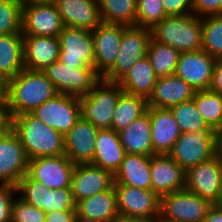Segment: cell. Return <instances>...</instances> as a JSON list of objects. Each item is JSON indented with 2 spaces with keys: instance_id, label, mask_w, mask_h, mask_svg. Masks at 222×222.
I'll use <instances>...</instances> for the list:
<instances>
[{
  "instance_id": "6da1fadb",
  "label": "cell",
  "mask_w": 222,
  "mask_h": 222,
  "mask_svg": "<svg viewBox=\"0 0 222 222\" xmlns=\"http://www.w3.org/2000/svg\"><path fill=\"white\" fill-rule=\"evenodd\" d=\"M56 94L53 83L43 71L23 69L8 80L7 106L13 118L23 113H32Z\"/></svg>"
},
{
  "instance_id": "7a4b0ae2",
  "label": "cell",
  "mask_w": 222,
  "mask_h": 222,
  "mask_svg": "<svg viewBox=\"0 0 222 222\" xmlns=\"http://www.w3.org/2000/svg\"><path fill=\"white\" fill-rule=\"evenodd\" d=\"M12 130L22 142L28 159L65 154L64 135L42 123L32 113L14 116Z\"/></svg>"
},
{
  "instance_id": "3957f363",
  "label": "cell",
  "mask_w": 222,
  "mask_h": 222,
  "mask_svg": "<svg viewBox=\"0 0 222 222\" xmlns=\"http://www.w3.org/2000/svg\"><path fill=\"white\" fill-rule=\"evenodd\" d=\"M151 39L182 52L202 49L201 17L194 13L167 16L151 29Z\"/></svg>"
},
{
  "instance_id": "277c9868",
  "label": "cell",
  "mask_w": 222,
  "mask_h": 222,
  "mask_svg": "<svg viewBox=\"0 0 222 222\" xmlns=\"http://www.w3.org/2000/svg\"><path fill=\"white\" fill-rule=\"evenodd\" d=\"M122 92L117 82H109L101 78L91 92L79 97L81 116L99 130L111 129L113 111Z\"/></svg>"
},
{
  "instance_id": "5b68a950",
  "label": "cell",
  "mask_w": 222,
  "mask_h": 222,
  "mask_svg": "<svg viewBox=\"0 0 222 222\" xmlns=\"http://www.w3.org/2000/svg\"><path fill=\"white\" fill-rule=\"evenodd\" d=\"M218 154V133L199 131L181 133L168 155L185 171Z\"/></svg>"
},
{
  "instance_id": "8992f818",
  "label": "cell",
  "mask_w": 222,
  "mask_h": 222,
  "mask_svg": "<svg viewBox=\"0 0 222 222\" xmlns=\"http://www.w3.org/2000/svg\"><path fill=\"white\" fill-rule=\"evenodd\" d=\"M120 218L155 222L160 216L161 198L152 190L114 183Z\"/></svg>"
},
{
  "instance_id": "52a82bcc",
  "label": "cell",
  "mask_w": 222,
  "mask_h": 222,
  "mask_svg": "<svg viewBox=\"0 0 222 222\" xmlns=\"http://www.w3.org/2000/svg\"><path fill=\"white\" fill-rule=\"evenodd\" d=\"M43 72L53 83L57 93L76 97L87 95L101 79L94 67L73 68L60 60L53 62Z\"/></svg>"
},
{
  "instance_id": "ba28073f",
  "label": "cell",
  "mask_w": 222,
  "mask_h": 222,
  "mask_svg": "<svg viewBox=\"0 0 222 222\" xmlns=\"http://www.w3.org/2000/svg\"><path fill=\"white\" fill-rule=\"evenodd\" d=\"M150 39V29L138 26H124L117 60L102 79L109 82H118L137 61L147 55Z\"/></svg>"
},
{
  "instance_id": "9c48e42d",
  "label": "cell",
  "mask_w": 222,
  "mask_h": 222,
  "mask_svg": "<svg viewBox=\"0 0 222 222\" xmlns=\"http://www.w3.org/2000/svg\"><path fill=\"white\" fill-rule=\"evenodd\" d=\"M32 114L65 136L81 117V104L79 97L57 93L38 106Z\"/></svg>"
},
{
  "instance_id": "30bf717a",
  "label": "cell",
  "mask_w": 222,
  "mask_h": 222,
  "mask_svg": "<svg viewBox=\"0 0 222 222\" xmlns=\"http://www.w3.org/2000/svg\"><path fill=\"white\" fill-rule=\"evenodd\" d=\"M211 204L222 200V158L216 154L211 159L190 167L186 171V187Z\"/></svg>"
},
{
  "instance_id": "8fae6325",
  "label": "cell",
  "mask_w": 222,
  "mask_h": 222,
  "mask_svg": "<svg viewBox=\"0 0 222 222\" xmlns=\"http://www.w3.org/2000/svg\"><path fill=\"white\" fill-rule=\"evenodd\" d=\"M212 205L185 188L161 197L160 216L177 222H203Z\"/></svg>"
},
{
  "instance_id": "7c38bea8",
  "label": "cell",
  "mask_w": 222,
  "mask_h": 222,
  "mask_svg": "<svg viewBox=\"0 0 222 222\" xmlns=\"http://www.w3.org/2000/svg\"><path fill=\"white\" fill-rule=\"evenodd\" d=\"M75 164L64 154L29 159L28 175L46 188H70Z\"/></svg>"
},
{
  "instance_id": "4fadbf2b",
  "label": "cell",
  "mask_w": 222,
  "mask_h": 222,
  "mask_svg": "<svg viewBox=\"0 0 222 222\" xmlns=\"http://www.w3.org/2000/svg\"><path fill=\"white\" fill-rule=\"evenodd\" d=\"M63 21L53 2H33L22 5V34L58 37Z\"/></svg>"
},
{
  "instance_id": "5bb4252c",
  "label": "cell",
  "mask_w": 222,
  "mask_h": 222,
  "mask_svg": "<svg viewBox=\"0 0 222 222\" xmlns=\"http://www.w3.org/2000/svg\"><path fill=\"white\" fill-rule=\"evenodd\" d=\"M58 39L61 62L73 68L94 67V43L91 31L64 26Z\"/></svg>"
},
{
  "instance_id": "9a60e30c",
  "label": "cell",
  "mask_w": 222,
  "mask_h": 222,
  "mask_svg": "<svg viewBox=\"0 0 222 222\" xmlns=\"http://www.w3.org/2000/svg\"><path fill=\"white\" fill-rule=\"evenodd\" d=\"M91 32L94 43V69L102 78L117 60L124 25L101 22Z\"/></svg>"
},
{
  "instance_id": "2e32d148",
  "label": "cell",
  "mask_w": 222,
  "mask_h": 222,
  "mask_svg": "<svg viewBox=\"0 0 222 222\" xmlns=\"http://www.w3.org/2000/svg\"><path fill=\"white\" fill-rule=\"evenodd\" d=\"M28 164L24 146L13 130L0 138V183L17 186L28 173Z\"/></svg>"
},
{
  "instance_id": "e0dca14e",
  "label": "cell",
  "mask_w": 222,
  "mask_h": 222,
  "mask_svg": "<svg viewBox=\"0 0 222 222\" xmlns=\"http://www.w3.org/2000/svg\"><path fill=\"white\" fill-rule=\"evenodd\" d=\"M216 58L204 50L180 53L175 75L195 91L209 90Z\"/></svg>"
},
{
  "instance_id": "ac0fdd59",
  "label": "cell",
  "mask_w": 222,
  "mask_h": 222,
  "mask_svg": "<svg viewBox=\"0 0 222 222\" xmlns=\"http://www.w3.org/2000/svg\"><path fill=\"white\" fill-rule=\"evenodd\" d=\"M151 190L160 198L185 189L186 171L168 154L150 156Z\"/></svg>"
},
{
  "instance_id": "d6986e66",
  "label": "cell",
  "mask_w": 222,
  "mask_h": 222,
  "mask_svg": "<svg viewBox=\"0 0 222 222\" xmlns=\"http://www.w3.org/2000/svg\"><path fill=\"white\" fill-rule=\"evenodd\" d=\"M114 185V175L92 163L75 165L71 192L74 202L109 190Z\"/></svg>"
},
{
  "instance_id": "ffe728a7",
  "label": "cell",
  "mask_w": 222,
  "mask_h": 222,
  "mask_svg": "<svg viewBox=\"0 0 222 222\" xmlns=\"http://www.w3.org/2000/svg\"><path fill=\"white\" fill-rule=\"evenodd\" d=\"M99 129L82 116L64 136L65 155L75 164L92 163Z\"/></svg>"
},
{
  "instance_id": "44dd1931",
  "label": "cell",
  "mask_w": 222,
  "mask_h": 222,
  "mask_svg": "<svg viewBox=\"0 0 222 222\" xmlns=\"http://www.w3.org/2000/svg\"><path fill=\"white\" fill-rule=\"evenodd\" d=\"M24 69L44 71L59 60L60 42L58 37L23 35Z\"/></svg>"
},
{
  "instance_id": "7402d4cb",
  "label": "cell",
  "mask_w": 222,
  "mask_h": 222,
  "mask_svg": "<svg viewBox=\"0 0 222 222\" xmlns=\"http://www.w3.org/2000/svg\"><path fill=\"white\" fill-rule=\"evenodd\" d=\"M64 26L93 31L101 22L98 0H54Z\"/></svg>"
},
{
  "instance_id": "603a6c76",
  "label": "cell",
  "mask_w": 222,
  "mask_h": 222,
  "mask_svg": "<svg viewBox=\"0 0 222 222\" xmlns=\"http://www.w3.org/2000/svg\"><path fill=\"white\" fill-rule=\"evenodd\" d=\"M153 155L168 154L180 137L178 123L170 109L148 107Z\"/></svg>"
},
{
  "instance_id": "cb8c5ba5",
  "label": "cell",
  "mask_w": 222,
  "mask_h": 222,
  "mask_svg": "<svg viewBox=\"0 0 222 222\" xmlns=\"http://www.w3.org/2000/svg\"><path fill=\"white\" fill-rule=\"evenodd\" d=\"M195 90L183 79L174 75L158 77L148 107L170 109L176 104L193 99Z\"/></svg>"
},
{
  "instance_id": "d4e9b609",
  "label": "cell",
  "mask_w": 222,
  "mask_h": 222,
  "mask_svg": "<svg viewBox=\"0 0 222 222\" xmlns=\"http://www.w3.org/2000/svg\"><path fill=\"white\" fill-rule=\"evenodd\" d=\"M125 155L126 152L121 144L118 132L112 129L98 131L92 164L108 170L114 175Z\"/></svg>"
},
{
  "instance_id": "484cf974",
  "label": "cell",
  "mask_w": 222,
  "mask_h": 222,
  "mask_svg": "<svg viewBox=\"0 0 222 222\" xmlns=\"http://www.w3.org/2000/svg\"><path fill=\"white\" fill-rule=\"evenodd\" d=\"M76 216L92 218L101 222H114L120 218L117 209V194L114 186L75 204Z\"/></svg>"
},
{
  "instance_id": "4316f807",
  "label": "cell",
  "mask_w": 222,
  "mask_h": 222,
  "mask_svg": "<svg viewBox=\"0 0 222 222\" xmlns=\"http://www.w3.org/2000/svg\"><path fill=\"white\" fill-rule=\"evenodd\" d=\"M114 183L151 190L150 156L126 153L114 174Z\"/></svg>"
},
{
  "instance_id": "83f0119b",
  "label": "cell",
  "mask_w": 222,
  "mask_h": 222,
  "mask_svg": "<svg viewBox=\"0 0 222 222\" xmlns=\"http://www.w3.org/2000/svg\"><path fill=\"white\" fill-rule=\"evenodd\" d=\"M118 133L126 153L153 156L151 123L148 112Z\"/></svg>"
},
{
  "instance_id": "f1b7e54d",
  "label": "cell",
  "mask_w": 222,
  "mask_h": 222,
  "mask_svg": "<svg viewBox=\"0 0 222 222\" xmlns=\"http://www.w3.org/2000/svg\"><path fill=\"white\" fill-rule=\"evenodd\" d=\"M157 76L147 56L137 61L117 83L123 92L142 96L147 100L152 95Z\"/></svg>"
},
{
  "instance_id": "f546056e",
  "label": "cell",
  "mask_w": 222,
  "mask_h": 222,
  "mask_svg": "<svg viewBox=\"0 0 222 222\" xmlns=\"http://www.w3.org/2000/svg\"><path fill=\"white\" fill-rule=\"evenodd\" d=\"M23 34L0 35V74L8 80L23 69Z\"/></svg>"
},
{
  "instance_id": "4dcf8cb0",
  "label": "cell",
  "mask_w": 222,
  "mask_h": 222,
  "mask_svg": "<svg viewBox=\"0 0 222 222\" xmlns=\"http://www.w3.org/2000/svg\"><path fill=\"white\" fill-rule=\"evenodd\" d=\"M148 101L142 96L122 92L116 102L111 129L120 132L147 112Z\"/></svg>"
},
{
  "instance_id": "1f68e13d",
  "label": "cell",
  "mask_w": 222,
  "mask_h": 222,
  "mask_svg": "<svg viewBox=\"0 0 222 222\" xmlns=\"http://www.w3.org/2000/svg\"><path fill=\"white\" fill-rule=\"evenodd\" d=\"M104 23L136 26L137 0H98Z\"/></svg>"
},
{
  "instance_id": "d6a6232c",
  "label": "cell",
  "mask_w": 222,
  "mask_h": 222,
  "mask_svg": "<svg viewBox=\"0 0 222 222\" xmlns=\"http://www.w3.org/2000/svg\"><path fill=\"white\" fill-rule=\"evenodd\" d=\"M193 101L207 126L219 133L222 130V95L200 90L195 92Z\"/></svg>"
},
{
  "instance_id": "836d02e7",
  "label": "cell",
  "mask_w": 222,
  "mask_h": 222,
  "mask_svg": "<svg viewBox=\"0 0 222 222\" xmlns=\"http://www.w3.org/2000/svg\"><path fill=\"white\" fill-rule=\"evenodd\" d=\"M157 77L174 75L180 52L169 45L150 39L147 55Z\"/></svg>"
},
{
  "instance_id": "e575fe53",
  "label": "cell",
  "mask_w": 222,
  "mask_h": 222,
  "mask_svg": "<svg viewBox=\"0 0 222 222\" xmlns=\"http://www.w3.org/2000/svg\"><path fill=\"white\" fill-rule=\"evenodd\" d=\"M181 133H193L199 131H213L205 123L192 100L176 104L170 108Z\"/></svg>"
},
{
  "instance_id": "d590c367",
  "label": "cell",
  "mask_w": 222,
  "mask_h": 222,
  "mask_svg": "<svg viewBox=\"0 0 222 222\" xmlns=\"http://www.w3.org/2000/svg\"><path fill=\"white\" fill-rule=\"evenodd\" d=\"M202 50L214 58L222 57V15L201 18Z\"/></svg>"
},
{
  "instance_id": "8d00e7d4",
  "label": "cell",
  "mask_w": 222,
  "mask_h": 222,
  "mask_svg": "<svg viewBox=\"0 0 222 222\" xmlns=\"http://www.w3.org/2000/svg\"><path fill=\"white\" fill-rule=\"evenodd\" d=\"M21 0H0V35L22 33Z\"/></svg>"
},
{
  "instance_id": "74e56055",
  "label": "cell",
  "mask_w": 222,
  "mask_h": 222,
  "mask_svg": "<svg viewBox=\"0 0 222 222\" xmlns=\"http://www.w3.org/2000/svg\"><path fill=\"white\" fill-rule=\"evenodd\" d=\"M16 188L21 199L46 213L48 188L33 180L28 174L20 179Z\"/></svg>"
},
{
  "instance_id": "f35d334b",
  "label": "cell",
  "mask_w": 222,
  "mask_h": 222,
  "mask_svg": "<svg viewBox=\"0 0 222 222\" xmlns=\"http://www.w3.org/2000/svg\"><path fill=\"white\" fill-rule=\"evenodd\" d=\"M165 17L161 0H137L136 26L151 29Z\"/></svg>"
},
{
  "instance_id": "ab89813d",
  "label": "cell",
  "mask_w": 222,
  "mask_h": 222,
  "mask_svg": "<svg viewBox=\"0 0 222 222\" xmlns=\"http://www.w3.org/2000/svg\"><path fill=\"white\" fill-rule=\"evenodd\" d=\"M45 215L43 210L15 196L12 203L11 222H45Z\"/></svg>"
},
{
  "instance_id": "60d3db41",
  "label": "cell",
  "mask_w": 222,
  "mask_h": 222,
  "mask_svg": "<svg viewBox=\"0 0 222 222\" xmlns=\"http://www.w3.org/2000/svg\"><path fill=\"white\" fill-rule=\"evenodd\" d=\"M75 204L70 188L47 189L46 213L75 209Z\"/></svg>"
},
{
  "instance_id": "b9f144b4",
  "label": "cell",
  "mask_w": 222,
  "mask_h": 222,
  "mask_svg": "<svg viewBox=\"0 0 222 222\" xmlns=\"http://www.w3.org/2000/svg\"><path fill=\"white\" fill-rule=\"evenodd\" d=\"M15 193H17L16 186L0 183V222H11L12 203L16 196Z\"/></svg>"
},
{
  "instance_id": "7bdbcfd3",
  "label": "cell",
  "mask_w": 222,
  "mask_h": 222,
  "mask_svg": "<svg viewBox=\"0 0 222 222\" xmlns=\"http://www.w3.org/2000/svg\"><path fill=\"white\" fill-rule=\"evenodd\" d=\"M193 13L201 18L222 15V0H193Z\"/></svg>"
},
{
  "instance_id": "ee69618b",
  "label": "cell",
  "mask_w": 222,
  "mask_h": 222,
  "mask_svg": "<svg viewBox=\"0 0 222 222\" xmlns=\"http://www.w3.org/2000/svg\"><path fill=\"white\" fill-rule=\"evenodd\" d=\"M167 16L193 13V0H161Z\"/></svg>"
},
{
  "instance_id": "f6af8a7d",
  "label": "cell",
  "mask_w": 222,
  "mask_h": 222,
  "mask_svg": "<svg viewBox=\"0 0 222 222\" xmlns=\"http://www.w3.org/2000/svg\"><path fill=\"white\" fill-rule=\"evenodd\" d=\"M76 209H65L46 213L45 222H75Z\"/></svg>"
},
{
  "instance_id": "bcb514c9",
  "label": "cell",
  "mask_w": 222,
  "mask_h": 222,
  "mask_svg": "<svg viewBox=\"0 0 222 222\" xmlns=\"http://www.w3.org/2000/svg\"><path fill=\"white\" fill-rule=\"evenodd\" d=\"M12 130V116L7 102H0V138Z\"/></svg>"
},
{
  "instance_id": "7dc6e473",
  "label": "cell",
  "mask_w": 222,
  "mask_h": 222,
  "mask_svg": "<svg viewBox=\"0 0 222 222\" xmlns=\"http://www.w3.org/2000/svg\"><path fill=\"white\" fill-rule=\"evenodd\" d=\"M209 90L222 95V57L215 61Z\"/></svg>"
},
{
  "instance_id": "c3c4849f",
  "label": "cell",
  "mask_w": 222,
  "mask_h": 222,
  "mask_svg": "<svg viewBox=\"0 0 222 222\" xmlns=\"http://www.w3.org/2000/svg\"><path fill=\"white\" fill-rule=\"evenodd\" d=\"M203 222H222V206L220 204H213Z\"/></svg>"
},
{
  "instance_id": "681fc988",
  "label": "cell",
  "mask_w": 222,
  "mask_h": 222,
  "mask_svg": "<svg viewBox=\"0 0 222 222\" xmlns=\"http://www.w3.org/2000/svg\"><path fill=\"white\" fill-rule=\"evenodd\" d=\"M8 99V79L0 74V102H7Z\"/></svg>"
},
{
  "instance_id": "f907efd6",
  "label": "cell",
  "mask_w": 222,
  "mask_h": 222,
  "mask_svg": "<svg viewBox=\"0 0 222 222\" xmlns=\"http://www.w3.org/2000/svg\"><path fill=\"white\" fill-rule=\"evenodd\" d=\"M75 222H101V221H97L95 219L87 218L83 216H76Z\"/></svg>"
},
{
  "instance_id": "816d5d0a",
  "label": "cell",
  "mask_w": 222,
  "mask_h": 222,
  "mask_svg": "<svg viewBox=\"0 0 222 222\" xmlns=\"http://www.w3.org/2000/svg\"><path fill=\"white\" fill-rule=\"evenodd\" d=\"M218 154L222 158V130L218 133Z\"/></svg>"
},
{
  "instance_id": "f5cc1de1",
  "label": "cell",
  "mask_w": 222,
  "mask_h": 222,
  "mask_svg": "<svg viewBox=\"0 0 222 222\" xmlns=\"http://www.w3.org/2000/svg\"><path fill=\"white\" fill-rule=\"evenodd\" d=\"M54 0H21L23 4L33 3V2H53Z\"/></svg>"
},
{
  "instance_id": "db71d44e",
  "label": "cell",
  "mask_w": 222,
  "mask_h": 222,
  "mask_svg": "<svg viewBox=\"0 0 222 222\" xmlns=\"http://www.w3.org/2000/svg\"><path fill=\"white\" fill-rule=\"evenodd\" d=\"M114 222H146L141 220H133V219H125V218H118Z\"/></svg>"
},
{
  "instance_id": "11a10c76",
  "label": "cell",
  "mask_w": 222,
  "mask_h": 222,
  "mask_svg": "<svg viewBox=\"0 0 222 222\" xmlns=\"http://www.w3.org/2000/svg\"><path fill=\"white\" fill-rule=\"evenodd\" d=\"M155 222H177V221H172V220H169V219H164L162 218L161 216H159Z\"/></svg>"
}]
</instances>
